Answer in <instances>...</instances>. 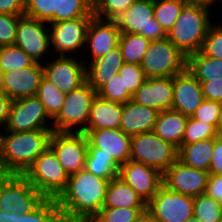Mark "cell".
<instances>
[{"label": "cell", "mask_w": 222, "mask_h": 222, "mask_svg": "<svg viewBox=\"0 0 222 222\" xmlns=\"http://www.w3.org/2000/svg\"><path fill=\"white\" fill-rule=\"evenodd\" d=\"M110 180L85 168L70 175L67 188L57 199L64 222H89L103 208Z\"/></svg>", "instance_id": "6da1fadb"}, {"label": "cell", "mask_w": 222, "mask_h": 222, "mask_svg": "<svg viewBox=\"0 0 222 222\" xmlns=\"http://www.w3.org/2000/svg\"><path fill=\"white\" fill-rule=\"evenodd\" d=\"M0 133L3 175H23L49 146L53 129Z\"/></svg>", "instance_id": "7a4b0ae2"}, {"label": "cell", "mask_w": 222, "mask_h": 222, "mask_svg": "<svg viewBox=\"0 0 222 222\" xmlns=\"http://www.w3.org/2000/svg\"><path fill=\"white\" fill-rule=\"evenodd\" d=\"M210 8L187 3L167 38L187 57L202 49L209 27Z\"/></svg>", "instance_id": "3957f363"}, {"label": "cell", "mask_w": 222, "mask_h": 222, "mask_svg": "<svg viewBox=\"0 0 222 222\" xmlns=\"http://www.w3.org/2000/svg\"><path fill=\"white\" fill-rule=\"evenodd\" d=\"M23 176L47 199H58L68 185L69 176L48 146Z\"/></svg>", "instance_id": "277c9868"}, {"label": "cell", "mask_w": 222, "mask_h": 222, "mask_svg": "<svg viewBox=\"0 0 222 222\" xmlns=\"http://www.w3.org/2000/svg\"><path fill=\"white\" fill-rule=\"evenodd\" d=\"M45 198L23 175L0 176V222H8L9 213L27 214Z\"/></svg>", "instance_id": "5b68a950"}, {"label": "cell", "mask_w": 222, "mask_h": 222, "mask_svg": "<svg viewBox=\"0 0 222 222\" xmlns=\"http://www.w3.org/2000/svg\"><path fill=\"white\" fill-rule=\"evenodd\" d=\"M96 95L97 92L87 81L67 93L60 112L50 121L53 131L83 133L87 126L92 101Z\"/></svg>", "instance_id": "8992f818"}, {"label": "cell", "mask_w": 222, "mask_h": 222, "mask_svg": "<svg viewBox=\"0 0 222 222\" xmlns=\"http://www.w3.org/2000/svg\"><path fill=\"white\" fill-rule=\"evenodd\" d=\"M178 159V149L154 131L131 136L129 160L143 163L162 174Z\"/></svg>", "instance_id": "52a82bcc"}, {"label": "cell", "mask_w": 222, "mask_h": 222, "mask_svg": "<svg viewBox=\"0 0 222 222\" xmlns=\"http://www.w3.org/2000/svg\"><path fill=\"white\" fill-rule=\"evenodd\" d=\"M186 65L187 57L168 38L151 41L140 64L147 78L174 77Z\"/></svg>", "instance_id": "ba28073f"}, {"label": "cell", "mask_w": 222, "mask_h": 222, "mask_svg": "<svg viewBox=\"0 0 222 222\" xmlns=\"http://www.w3.org/2000/svg\"><path fill=\"white\" fill-rule=\"evenodd\" d=\"M194 198L162 185L147 203L146 215L155 222H185L193 216Z\"/></svg>", "instance_id": "9c48e42d"}, {"label": "cell", "mask_w": 222, "mask_h": 222, "mask_svg": "<svg viewBox=\"0 0 222 222\" xmlns=\"http://www.w3.org/2000/svg\"><path fill=\"white\" fill-rule=\"evenodd\" d=\"M120 33H136L150 42L167 38V33L154 18L153 0H136L116 19Z\"/></svg>", "instance_id": "30bf717a"}, {"label": "cell", "mask_w": 222, "mask_h": 222, "mask_svg": "<svg viewBox=\"0 0 222 222\" xmlns=\"http://www.w3.org/2000/svg\"><path fill=\"white\" fill-rule=\"evenodd\" d=\"M49 118V119H48ZM52 120L37 96L12 100L8 122L4 131L24 132L37 129H53ZM47 123V124H46Z\"/></svg>", "instance_id": "8fae6325"}, {"label": "cell", "mask_w": 222, "mask_h": 222, "mask_svg": "<svg viewBox=\"0 0 222 222\" xmlns=\"http://www.w3.org/2000/svg\"><path fill=\"white\" fill-rule=\"evenodd\" d=\"M49 147L56 154L68 176L85 168L88 152V140L85 133L53 131Z\"/></svg>", "instance_id": "7c38bea8"}, {"label": "cell", "mask_w": 222, "mask_h": 222, "mask_svg": "<svg viewBox=\"0 0 222 222\" xmlns=\"http://www.w3.org/2000/svg\"><path fill=\"white\" fill-rule=\"evenodd\" d=\"M84 63L73 56H56L54 60L42 63L43 76L67 94L87 81Z\"/></svg>", "instance_id": "4fadbf2b"}, {"label": "cell", "mask_w": 222, "mask_h": 222, "mask_svg": "<svg viewBox=\"0 0 222 222\" xmlns=\"http://www.w3.org/2000/svg\"><path fill=\"white\" fill-rule=\"evenodd\" d=\"M48 27L49 24L47 26L45 22L23 15L18 21L14 45L22 49L35 62L43 63L40 59L44 58L48 49L49 51L51 49Z\"/></svg>", "instance_id": "5bb4252c"}, {"label": "cell", "mask_w": 222, "mask_h": 222, "mask_svg": "<svg viewBox=\"0 0 222 222\" xmlns=\"http://www.w3.org/2000/svg\"><path fill=\"white\" fill-rule=\"evenodd\" d=\"M91 19L76 18L50 24V41L54 52L59 53V56H71L74 55L72 52L84 48Z\"/></svg>", "instance_id": "9a60e30c"}, {"label": "cell", "mask_w": 222, "mask_h": 222, "mask_svg": "<svg viewBox=\"0 0 222 222\" xmlns=\"http://www.w3.org/2000/svg\"><path fill=\"white\" fill-rule=\"evenodd\" d=\"M209 172L184 165L178 159L163 173V185L190 197L204 194Z\"/></svg>", "instance_id": "2e32d148"}, {"label": "cell", "mask_w": 222, "mask_h": 222, "mask_svg": "<svg viewBox=\"0 0 222 222\" xmlns=\"http://www.w3.org/2000/svg\"><path fill=\"white\" fill-rule=\"evenodd\" d=\"M118 177L147 204L163 185V174L143 163L128 160L120 166Z\"/></svg>", "instance_id": "e0dca14e"}, {"label": "cell", "mask_w": 222, "mask_h": 222, "mask_svg": "<svg viewBox=\"0 0 222 222\" xmlns=\"http://www.w3.org/2000/svg\"><path fill=\"white\" fill-rule=\"evenodd\" d=\"M204 100L201 83L187 68L173 77L172 110L192 117Z\"/></svg>", "instance_id": "ac0fdd59"}, {"label": "cell", "mask_w": 222, "mask_h": 222, "mask_svg": "<svg viewBox=\"0 0 222 222\" xmlns=\"http://www.w3.org/2000/svg\"><path fill=\"white\" fill-rule=\"evenodd\" d=\"M43 77L42 63L3 73L2 91L11 99L36 96Z\"/></svg>", "instance_id": "d6986e66"}, {"label": "cell", "mask_w": 222, "mask_h": 222, "mask_svg": "<svg viewBox=\"0 0 222 222\" xmlns=\"http://www.w3.org/2000/svg\"><path fill=\"white\" fill-rule=\"evenodd\" d=\"M88 142L101 150L121 166L130 158L131 136L121 129L89 130L86 134Z\"/></svg>", "instance_id": "ffe728a7"}, {"label": "cell", "mask_w": 222, "mask_h": 222, "mask_svg": "<svg viewBox=\"0 0 222 222\" xmlns=\"http://www.w3.org/2000/svg\"><path fill=\"white\" fill-rule=\"evenodd\" d=\"M120 36L116 20H103L93 17L89 23L85 46L90 47L91 60L105 56L110 50L118 46Z\"/></svg>", "instance_id": "44dd1931"}, {"label": "cell", "mask_w": 222, "mask_h": 222, "mask_svg": "<svg viewBox=\"0 0 222 222\" xmlns=\"http://www.w3.org/2000/svg\"><path fill=\"white\" fill-rule=\"evenodd\" d=\"M132 100L158 112L171 109L173 77L147 78L134 93Z\"/></svg>", "instance_id": "7402d4cb"}, {"label": "cell", "mask_w": 222, "mask_h": 222, "mask_svg": "<svg viewBox=\"0 0 222 222\" xmlns=\"http://www.w3.org/2000/svg\"><path fill=\"white\" fill-rule=\"evenodd\" d=\"M158 113L130 99L123 104L120 129L129 136L153 131Z\"/></svg>", "instance_id": "603a6c76"}, {"label": "cell", "mask_w": 222, "mask_h": 222, "mask_svg": "<svg viewBox=\"0 0 222 222\" xmlns=\"http://www.w3.org/2000/svg\"><path fill=\"white\" fill-rule=\"evenodd\" d=\"M124 60L119 46L110 50L105 56L90 61L86 67V79L93 90L98 92L120 70Z\"/></svg>", "instance_id": "cb8c5ba5"}, {"label": "cell", "mask_w": 222, "mask_h": 222, "mask_svg": "<svg viewBox=\"0 0 222 222\" xmlns=\"http://www.w3.org/2000/svg\"><path fill=\"white\" fill-rule=\"evenodd\" d=\"M122 112L123 104L106 100L97 94L92 101L83 133L98 129H120Z\"/></svg>", "instance_id": "d4e9b609"}, {"label": "cell", "mask_w": 222, "mask_h": 222, "mask_svg": "<svg viewBox=\"0 0 222 222\" xmlns=\"http://www.w3.org/2000/svg\"><path fill=\"white\" fill-rule=\"evenodd\" d=\"M188 117L169 109L158 113L153 131L163 140L177 149L182 145Z\"/></svg>", "instance_id": "484cf974"}, {"label": "cell", "mask_w": 222, "mask_h": 222, "mask_svg": "<svg viewBox=\"0 0 222 222\" xmlns=\"http://www.w3.org/2000/svg\"><path fill=\"white\" fill-rule=\"evenodd\" d=\"M147 208L141 197L120 177L109 181L103 208Z\"/></svg>", "instance_id": "4316f807"}, {"label": "cell", "mask_w": 222, "mask_h": 222, "mask_svg": "<svg viewBox=\"0 0 222 222\" xmlns=\"http://www.w3.org/2000/svg\"><path fill=\"white\" fill-rule=\"evenodd\" d=\"M213 147L214 138L182 144L178 149V160L186 166L209 172Z\"/></svg>", "instance_id": "83f0119b"}, {"label": "cell", "mask_w": 222, "mask_h": 222, "mask_svg": "<svg viewBox=\"0 0 222 222\" xmlns=\"http://www.w3.org/2000/svg\"><path fill=\"white\" fill-rule=\"evenodd\" d=\"M186 68L199 82L211 81V79L222 77V59L211 58L202 51L187 56Z\"/></svg>", "instance_id": "f1b7e54d"}, {"label": "cell", "mask_w": 222, "mask_h": 222, "mask_svg": "<svg viewBox=\"0 0 222 222\" xmlns=\"http://www.w3.org/2000/svg\"><path fill=\"white\" fill-rule=\"evenodd\" d=\"M85 169L97 177L103 179H113L118 177L120 166L111 156L101 153L100 149L93 147L88 142Z\"/></svg>", "instance_id": "f546056e"}, {"label": "cell", "mask_w": 222, "mask_h": 222, "mask_svg": "<svg viewBox=\"0 0 222 222\" xmlns=\"http://www.w3.org/2000/svg\"><path fill=\"white\" fill-rule=\"evenodd\" d=\"M8 222H64L56 199L45 198L27 214L9 213Z\"/></svg>", "instance_id": "4dcf8cb0"}, {"label": "cell", "mask_w": 222, "mask_h": 222, "mask_svg": "<svg viewBox=\"0 0 222 222\" xmlns=\"http://www.w3.org/2000/svg\"><path fill=\"white\" fill-rule=\"evenodd\" d=\"M150 41L136 33H120L118 46L124 63L140 65Z\"/></svg>", "instance_id": "1f68e13d"}, {"label": "cell", "mask_w": 222, "mask_h": 222, "mask_svg": "<svg viewBox=\"0 0 222 222\" xmlns=\"http://www.w3.org/2000/svg\"><path fill=\"white\" fill-rule=\"evenodd\" d=\"M93 17V0H55V23Z\"/></svg>", "instance_id": "d6a6232c"}, {"label": "cell", "mask_w": 222, "mask_h": 222, "mask_svg": "<svg viewBox=\"0 0 222 222\" xmlns=\"http://www.w3.org/2000/svg\"><path fill=\"white\" fill-rule=\"evenodd\" d=\"M36 96L43 103L48 116L53 120L60 112L66 94L61 92L52 82L43 76Z\"/></svg>", "instance_id": "836d02e7"}, {"label": "cell", "mask_w": 222, "mask_h": 222, "mask_svg": "<svg viewBox=\"0 0 222 222\" xmlns=\"http://www.w3.org/2000/svg\"><path fill=\"white\" fill-rule=\"evenodd\" d=\"M187 0H153L154 18L168 33L174 26Z\"/></svg>", "instance_id": "e575fe53"}, {"label": "cell", "mask_w": 222, "mask_h": 222, "mask_svg": "<svg viewBox=\"0 0 222 222\" xmlns=\"http://www.w3.org/2000/svg\"><path fill=\"white\" fill-rule=\"evenodd\" d=\"M147 208H102L89 222H140Z\"/></svg>", "instance_id": "d590c367"}, {"label": "cell", "mask_w": 222, "mask_h": 222, "mask_svg": "<svg viewBox=\"0 0 222 222\" xmlns=\"http://www.w3.org/2000/svg\"><path fill=\"white\" fill-rule=\"evenodd\" d=\"M35 61L22 49L13 46L0 47V71L7 73L33 65Z\"/></svg>", "instance_id": "8d00e7d4"}, {"label": "cell", "mask_w": 222, "mask_h": 222, "mask_svg": "<svg viewBox=\"0 0 222 222\" xmlns=\"http://www.w3.org/2000/svg\"><path fill=\"white\" fill-rule=\"evenodd\" d=\"M194 216L201 222H220L222 218V205L206 193L194 198Z\"/></svg>", "instance_id": "74e56055"}, {"label": "cell", "mask_w": 222, "mask_h": 222, "mask_svg": "<svg viewBox=\"0 0 222 222\" xmlns=\"http://www.w3.org/2000/svg\"><path fill=\"white\" fill-rule=\"evenodd\" d=\"M136 0H93V15L103 20H116Z\"/></svg>", "instance_id": "f35d334b"}, {"label": "cell", "mask_w": 222, "mask_h": 222, "mask_svg": "<svg viewBox=\"0 0 222 222\" xmlns=\"http://www.w3.org/2000/svg\"><path fill=\"white\" fill-rule=\"evenodd\" d=\"M24 15L48 24L55 23V0H24Z\"/></svg>", "instance_id": "ab89813d"}, {"label": "cell", "mask_w": 222, "mask_h": 222, "mask_svg": "<svg viewBox=\"0 0 222 222\" xmlns=\"http://www.w3.org/2000/svg\"><path fill=\"white\" fill-rule=\"evenodd\" d=\"M216 137L217 127L215 125L188 117L182 144H191Z\"/></svg>", "instance_id": "60d3db41"}, {"label": "cell", "mask_w": 222, "mask_h": 222, "mask_svg": "<svg viewBox=\"0 0 222 222\" xmlns=\"http://www.w3.org/2000/svg\"><path fill=\"white\" fill-rule=\"evenodd\" d=\"M118 73L123 78L124 89L131 96L147 80L141 66L137 64L124 63Z\"/></svg>", "instance_id": "b9f144b4"}, {"label": "cell", "mask_w": 222, "mask_h": 222, "mask_svg": "<svg viewBox=\"0 0 222 222\" xmlns=\"http://www.w3.org/2000/svg\"><path fill=\"white\" fill-rule=\"evenodd\" d=\"M97 94L106 100L125 104L132 96L124 89L123 78L117 73Z\"/></svg>", "instance_id": "7bdbcfd3"}, {"label": "cell", "mask_w": 222, "mask_h": 222, "mask_svg": "<svg viewBox=\"0 0 222 222\" xmlns=\"http://www.w3.org/2000/svg\"><path fill=\"white\" fill-rule=\"evenodd\" d=\"M217 22L209 27L201 51L211 58L222 59V23Z\"/></svg>", "instance_id": "ee69618b"}, {"label": "cell", "mask_w": 222, "mask_h": 222, "mask_svg": "<svg viewBox=\"0 0 222 222\" xmlns=\"http://www.w3.org/2000/svg\"><path fill=\"white\" fill-rule=\"evenodd\" d=\"M22 16L0 13V47L14 45L18 21Z\"/></svg>", "instance_id": "f6af8a7d"}, {"label": "cell", "mask_w": 222, "mask_h": 222, "mask_svg": "<svg viewBox=\"0 0 222 222\" xmlns=\"http://www.w3.org/2000/svg\"><path fill=\"white\" fill-rule=\"evenodd\" d=\"M222 115V103L204 100L195 111L192 118L201 122L213 124L218 127Z\"/></svg>", "instance_id": "bcb514c9"}, {"label": "cell", "mask_w": 222, "mask_h": 222, "mask_svg": "<svg viewBox=\"0 0 222 222\" xmlns=\"http://www.w3.org/2000/svg\"><path fill=\"white\" fill-rule=\"evenodd\" d=\"M205 100L222 103V77L211 79V81L200 82Z\"/></svg>", "instance_id": "7dc6e473"}, {"label": "cell", "mask_w": 222, "mask_h": 222, "mask_svg": "<svg viewBox=\"0 0 222 222\" xmlns=\"http://www.w3.org/2000/svg\"><path fill=\"white\" fill-rule=\"evenodd\" d=\"M209 173L222 175V138L219 137L214 138V147Z\"/></svg>", "instance_id": "c3c4849f"}, {"label": "cell", "mask_w": 222, "mask_h": 222, "mask_svg": "<svg viewBox=\"0 0 222 222\" xmlns=\"http://www.w3.org/2000/svg\"><path fill=\"white\" fill-rule=\"evenodd\" d=\"M205 193L222 205V175L209 174Z\"/></svg>", "instance_id": "681fc988"}, {"label": "cell", "mask_w": 222, "mask_h": 222, "mask_svg": "<svg viewBox=\"0 0 222 222\" xmlns=\"http://www.w3.org/2000/svg\"><path fill=\"white\" fill-rule=\"evenodd\" d=\"M0 13L24 15V0H0Z\"/></svg>", "instance_id": "f907efd6"}, {"label": "cell", "mask_w": 222, "mask_h": 222, "mask_svg": "<svg viewBox=\"0 0 222 222\" xmlns=\"http://www.w3.org/2000/svg\"><path fill=\"white\" fill-rule=\"evenodd\" d=\"M11 103L12 100L3 91H0V128L3 125L2 128L6 127Z\"/></svg>", "instance_id": "816d5d0a"}, {"label": "cell", "mask_w": 222, "mask_h": 222, "mask_svg": "<svg viewBox=\"0 0 222 222\" xmlns=\"http://www.w3.org/2000/svg\"><path fill=\"white\" fill-rule=\"evenodd\" d=\"M217 1L221 2V0H187L189 4L202 5L208 8H211L213 4L215 5L214 2L217 3Z\"/></svg>", "instance_id": "f5cc1de1"}, {"label": "cell", "mask_w": 222, "mask_h": 222, "mask_svg": "<svg viewBox=\"0 0 222 222\" xmlns=\"http://www.w3.org/2000/svg\"><path fill=\"white\" fill-rule=\"evenodd\" d=\"M217 137L222 138V115L220 117V121L217 127Z\"/></svg>", "instance_id": "db71d44e"}, {"label": "cell", "mask_w": 222, "mask_h": 222, "mask_svg": "<svg viewBox=\"0 0 222 222\" xmlns=\"http://www.w3.org/2000/svg\"><path fill=\"white\" fill-rule=\"evenodd\" d=\"M185 222H201V221L193 215L192 217L187 219Z\"/></svg>", "instance_id": "11a10c76"}, {"label": "cell", "mask_w": 222, "mask_h": 222, "mask_svg": "<svg viewBox=\"0 0 222 222\" xmlns=\"http://www.w3.org/2000/svg\"><path fill=\"white\" fill-rule=\"evenodd\" d=\"M140 222H155L151 220L147 215L143 217V219Z\"/></svg>", "instance_id": "9f6ffc18"}, {"label": "cell", "mask_w": 222, "mask_h": 222, "mask_svg": "<svg viewBox=\"0 0 222 222\" xmlns=\"http://www.w3.org/2000/svg\"><path fill=\"white\" fill-rule=\"evenodd\" d=\"M2 85H3V73L0 71V91H2Z\"/></svg>", "instance_id": "6f0895ef"}, {"label": "cell", "mask_w": 222, "mask_h": 222, "mask_svg": "<svg viewBox=\"0 0 222 222\" xmlns=\"http://www.w3.org/2000/svg\"><path fill=\"white\" fill-rule=\"evenodd\" d=\"M3 173H2V165H1V150H0V176H2Z\"/></svg>", "instance_id": "680465c9"}]
</instances>
